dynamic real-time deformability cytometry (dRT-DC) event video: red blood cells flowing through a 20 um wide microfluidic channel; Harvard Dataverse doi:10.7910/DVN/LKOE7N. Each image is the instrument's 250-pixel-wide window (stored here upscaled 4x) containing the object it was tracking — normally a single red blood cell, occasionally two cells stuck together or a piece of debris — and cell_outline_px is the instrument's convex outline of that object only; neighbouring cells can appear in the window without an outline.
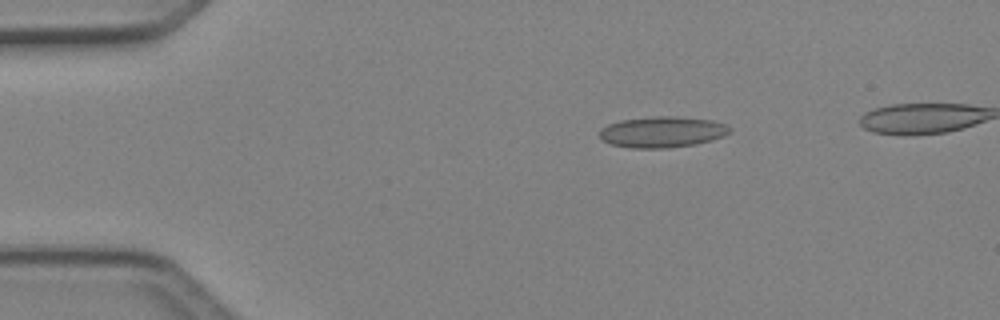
{"species": "Egyptian fruit bat (a non-hibernating species)", "species_latin": "Rousettus aegyptiacus", "temperature_condition": "cold", "stored_images_in_passage": 6, "camera_frame_rate_fps": 3000, "um_per_image_px": 0.085, "animal": {"sex": "female"}, "frame": {"image": 1, "passage_image": 2, "time_ms": 0.333, "image_size_px": [1000, 320], "cell_outline_px": [[732, 132], [724, 136], [712, 140], [696, 144], [668, 148], [628, 148], [612, 144], [604, 140], [600, 136], [600, 128], [608, 124], [620, 120], [652, 116], [676, 116], [712, 120], [724, 124], [732, 128]], "centroid_in_image_um": [56.31, 11.21], "position_along_channel_um": 28.7, "area_um2": 23.7}}
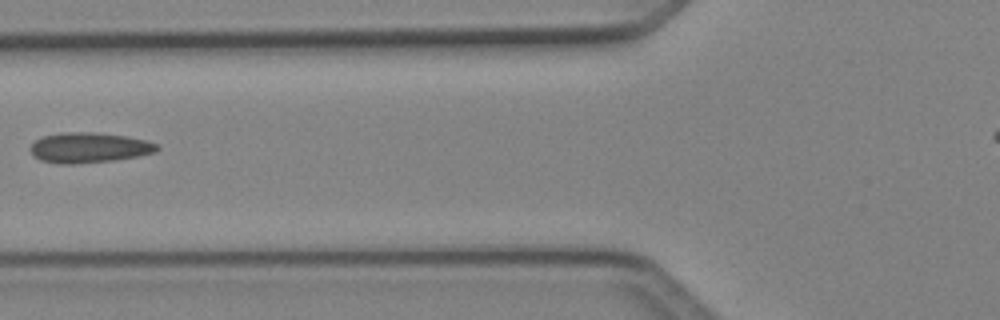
{"frame": {"image": 2, "passage_image": 5, "time_ms": 1.333, "image_size_px": [1000, 320], "cell_outline_px": [[160, 148], [156, 152], [116, 160], [76, 164], [60, 164], [40, 160], [28, 148], [36, 140], [44, 136], [60, 132], [96, 132], [128, 136], [148, 140], [160, 144]], "centroid_in_image_um": [7.62, 12.54], "position_along_channel_um": 118.2, "area_um2": 22.6}}
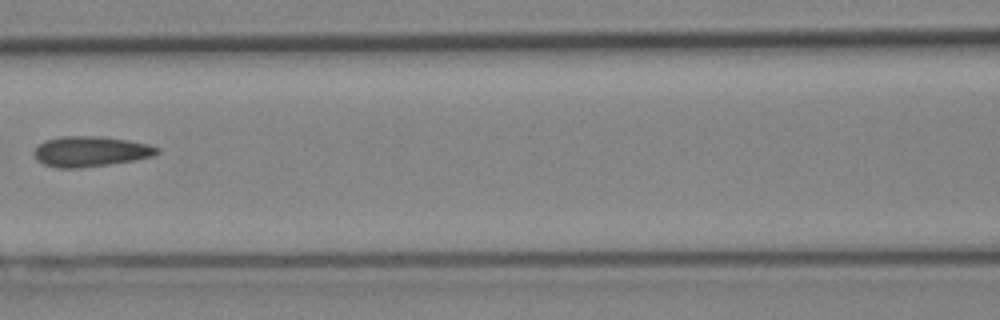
{"frame": {"image": 3, "passage_image": 6, "time_ms": 1.667, "image_size_px": [1000, 320], "cell_outline_px": [[160, 152], [156, 156], [108, 164], [80, 168], [56, 168], [44, 164], [36, 160], [32, 152], [44, 140], [60, 136], [104, 136], [128, 140], [148, 144], [160, 148]], "centroid_in_image_um": [7.69, 12.87], "position_along_channel_um": 158.9, "area_um2": 21.96}}